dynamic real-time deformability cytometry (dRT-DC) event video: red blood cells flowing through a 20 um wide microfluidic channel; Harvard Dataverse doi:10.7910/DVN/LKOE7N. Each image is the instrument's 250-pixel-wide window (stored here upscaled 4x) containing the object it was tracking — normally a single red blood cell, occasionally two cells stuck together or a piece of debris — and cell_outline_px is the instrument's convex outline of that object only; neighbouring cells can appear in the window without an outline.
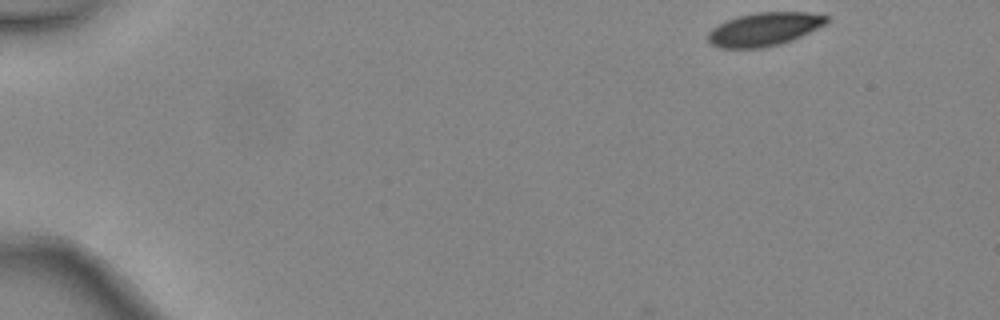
{"species": "common noctule bat (a hibernating species)", "species_latin": "Nyctalus noctula", "temperature_condition": "warm", "stored_images_in_passage": 4, "camera_frame_rate_fps": 3000, "um_per_image_px": 0.085, "animal": {"sex": "female", "body_mass_g": 24.6, "forearm_length_mm": 56.2}, "frame": {"image": 1, "passage_image": 1, "time_ms": 0.0, "image_size_px": [1000, 320], "cell_outline_px": [[828, 20], [824, 24], [792, 40], [780, 44], [764, 48], [720, 48], [712, 44], [708, 40], [708, 32], [712, 28], [728, 20], [740, 16], [756, 12], [808, 12], [828, 16]], "centroid_in_image_um": [64.94, 2.49], "position_along_channel_um": 20.1, "area_um2": 22.77}}
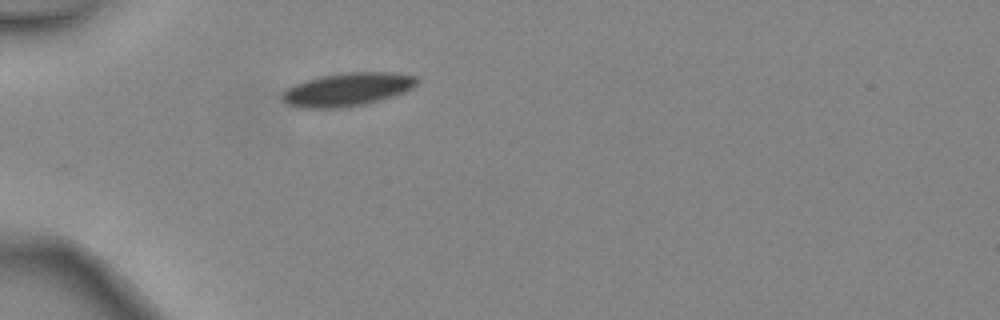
{"frame": {"image": 2, "passage_image": 4, "time_ms": 1.0, "image_size_px": [1000, 320], "cell_outline_px": [[420, 80], [412, 88], [404, 92], [380, 100], [364, 104], [336, 108], [300, 108], [284, 104], [280, 96], [288, 88], [296, 84], [320, 76], [348, 72], [392, 72], [416, 76]], "centroid_in_image_um": [29.52, 7.6], "position_along_channel_um": 55.5, "area_um2": 26.07}}